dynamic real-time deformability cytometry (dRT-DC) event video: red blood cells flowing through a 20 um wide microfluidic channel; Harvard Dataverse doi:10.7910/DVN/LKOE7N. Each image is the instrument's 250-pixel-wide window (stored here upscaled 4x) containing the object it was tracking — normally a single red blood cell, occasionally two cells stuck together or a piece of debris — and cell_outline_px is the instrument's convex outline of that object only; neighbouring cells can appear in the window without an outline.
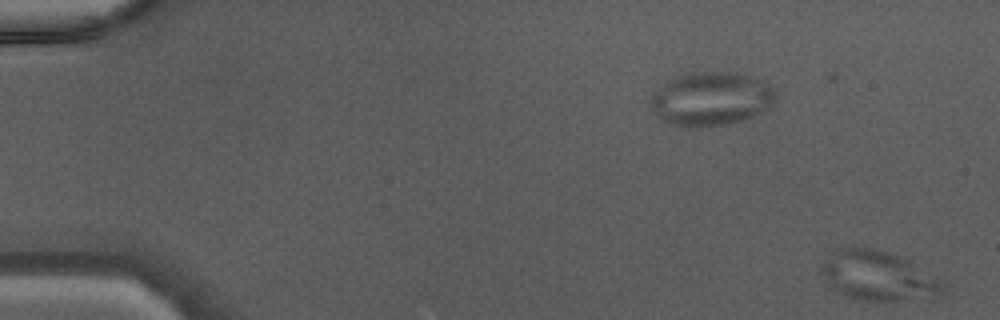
{"species": "Egyptian fruit bat (a non-hibernating species)", "species_latin": "Rousettus aegyptiacus", "temperature_condition": "warm", "stored_images_in_passage": 8, "segment_of_instrument_passage": [2, 2], "camera_frame_rate_fps": 3000, "um_per_image_px": 0.085, "animal": {"sex": "male"}, "frame": {"image": 1, "passage_image": 8, "time_ms": 2.333, "image_size_px": [1000, 320], "cell_outline_px": [[944, 288], [936, 300], [860, 300], [844, 296], [836, 292], [820, 272], [820, 268], [824, 260], [840, 248], [872, 248], [896, 256], [904, 260], [944, 284]], "centroid_in_image_um": [74.6, 23.51], "position_along_channel_um": 10.4, "area_um2": 34.22}}